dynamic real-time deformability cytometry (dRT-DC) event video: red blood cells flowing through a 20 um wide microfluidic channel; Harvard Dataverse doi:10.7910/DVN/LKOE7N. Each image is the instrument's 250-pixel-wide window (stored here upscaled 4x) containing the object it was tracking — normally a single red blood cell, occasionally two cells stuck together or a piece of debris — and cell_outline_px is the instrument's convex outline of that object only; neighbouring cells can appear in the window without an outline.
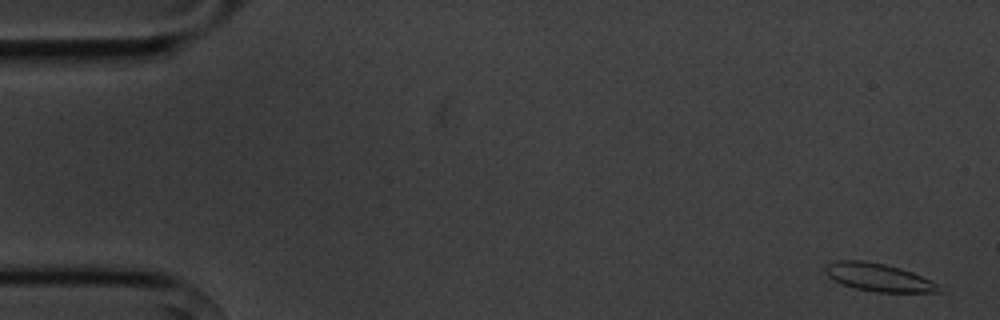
{"species": "common noctule bat (a hibernating species)", "species_latin": "Nyctalus noctula", "temperature_condition": "cold", "stored_images_in_passage": 6, "camera_frame_rate_fps": 3000, "um_per_image_px": 0.085, "animal": {"sex": "male", "body_mass_g": 20.1, "forearm_length_mm": 53.5}, "frame": {"image": 1, "passage_image": 1, "time_ms": 0.0, "image_size_px": [1000, 320], "cell_outline_px": [[940, 292], [876, 292], [856, 288], [844, 284], [828, 276], [824, 272], [824, 268], [828, 264], [836, 260], [864, 260], [884, 264], [900, 268], [912, 272], [932, 280], [940, 284]], "centroid_in_image_um": [74.7, 23.57], "position_along_channel_um": 10.3, "area_um2": 18.38}}